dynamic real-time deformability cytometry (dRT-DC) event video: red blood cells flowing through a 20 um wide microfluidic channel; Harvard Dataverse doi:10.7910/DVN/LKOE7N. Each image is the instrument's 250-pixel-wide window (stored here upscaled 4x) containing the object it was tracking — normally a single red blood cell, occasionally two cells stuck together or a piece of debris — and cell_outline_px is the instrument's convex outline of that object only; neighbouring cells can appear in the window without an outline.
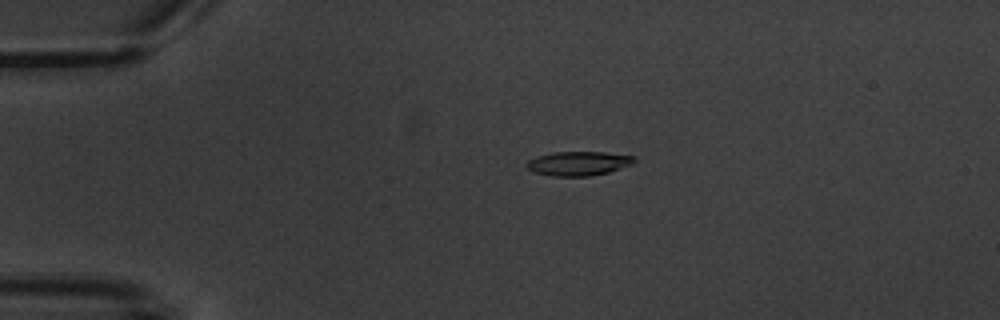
{"species": "common noctule bat (a hibernating species)", "species_latin": "Nyctalus noctula", "temperature_condition": "warm", "stored_images_in_passage": 3, "camera_frame_rate_fps": 3000, "um_per_image_px": 0.085, "animal": {"sex": "male", "body_mass_g": 20.1, "forearm_length_mm": 53.5}, "frame": {"image": 1, "passage_image": 1, "time_ms": 0.0, "image_size_px": [1000, 320], "cell_outline_px": [[636, 160], [632, 164], [608, 172], [588, 176], [552, 176], [532, 172], [524, 168], [524, 164], [528, 160], [536, 156], [552, 152], [604, 152], [636, 156]], "centroid_in_image_um": [49.1, 13.89], "position_along_channel_um": 35.9, "area_um2": 15.37}}
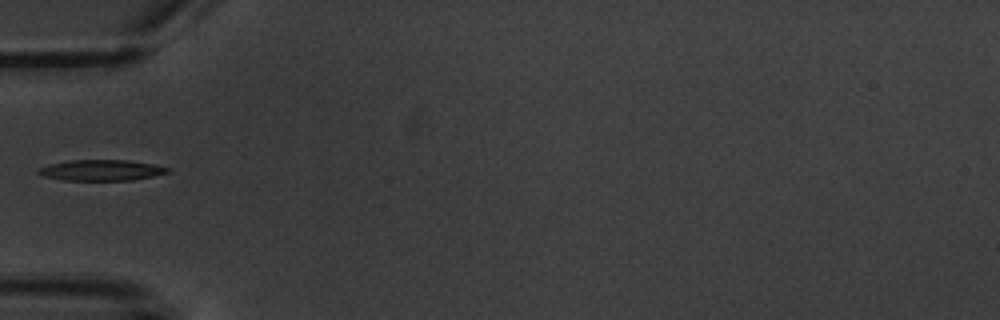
{"frame": {"image": 2, "passage_image": 3, "time_ms": 2.333, "image_size_px": [1000, 320], "cell_outline_px": [[172, 172], [132, 180], [64, 180], [44, 176], [36, 172], [36, 168], [48, 164], [72, 160], [128, 160], [156, 164], [172, 168]], "centroid_in_image_um": [8.65, 14.46], "position_along_channel_um": 76.4, "area_um2": 15.9}}